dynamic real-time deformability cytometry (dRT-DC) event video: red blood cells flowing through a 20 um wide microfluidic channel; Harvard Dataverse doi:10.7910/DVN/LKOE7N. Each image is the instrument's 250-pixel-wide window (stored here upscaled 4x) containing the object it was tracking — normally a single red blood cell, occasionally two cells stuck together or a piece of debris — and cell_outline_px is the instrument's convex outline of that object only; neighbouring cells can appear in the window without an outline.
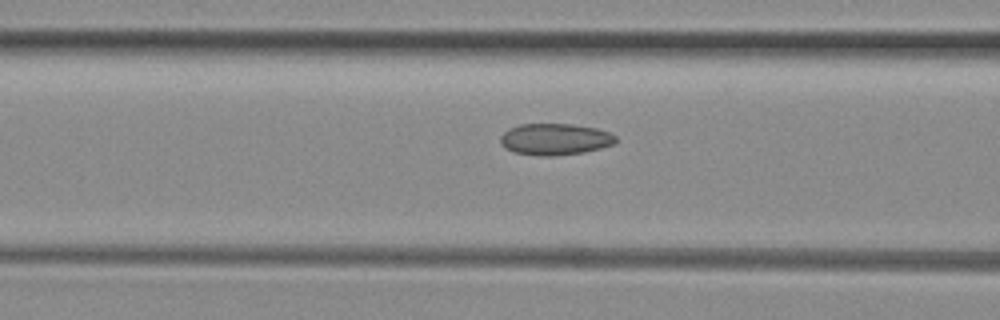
{"species": "common noctule bat (a hibernating species)", "species_latin": "Nyctalus noctula", "temperature_condition": "room temperature", "stored_images_in_passage": 16, "camera_frame_rate_fps": 3000, "um_per_image_px": 0.085, "animal": {"sex": "female", "body_mass_g": 29.2, "forearm_length_mm": 56.3}, "frame": {"image": 1, "passage_image": 14, "time_ms": 4.333, "image_size_px": [1000, 320], "cell_outline_px": [[616, 140], [612, 144], [600, 148], [584, 152], [552, 156], [540, 156], [512, 152], [504, 148], [500, 144], [500, 136], [508, 128], [520, 124], [572, 124], [596, 128], [608, 132], [616, 136]], "centroid_in_image_um": [47.11, 11.83], "position_along_channel_um": 119.5, "area_um2": 21.27}}